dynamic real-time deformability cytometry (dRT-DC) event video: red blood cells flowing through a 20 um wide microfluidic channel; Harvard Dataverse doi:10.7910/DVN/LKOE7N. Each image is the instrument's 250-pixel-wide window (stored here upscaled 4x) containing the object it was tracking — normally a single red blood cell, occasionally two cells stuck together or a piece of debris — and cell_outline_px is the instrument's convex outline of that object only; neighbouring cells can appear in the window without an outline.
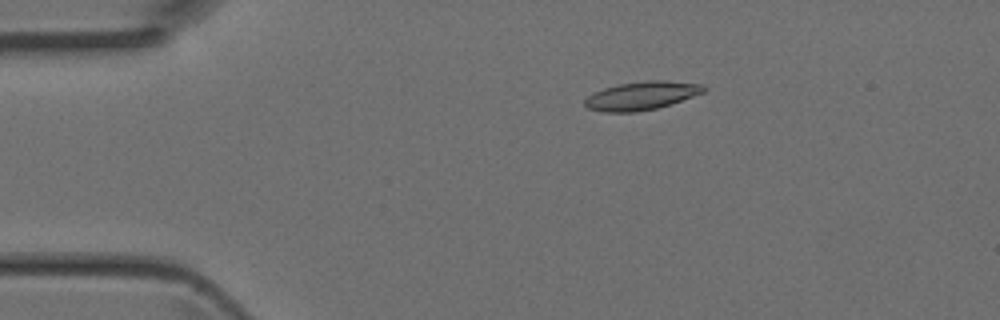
{"species": "Egyptian fruit bat (a non-hibernating species)", "species_latin": "Rousettus aegyptiacus", "temperature_condition": "room temperature", "stored_images_in_passage": 4, "camera_frame_rate_fps": 3000, "um_per_image_px": 0.085, "animal": {"sex": "female"}, "frame": {"image": 1, "passage_image": 3, "time_ms": 0.667, "image_size_px": [1000, 320], "cell_outline_px": [[704, 92], [656, 108], [636, 112], [604, 112], [588, 108], [584, 104], [584, 100], [588, 96], [604, 88], [616, 84], [644, 80], [664, 80], [704, 84]], "centroid_in_image_um": [54.5, 8.12], "position_along_channel_um": 30.5, "area_um2": 19.48}}